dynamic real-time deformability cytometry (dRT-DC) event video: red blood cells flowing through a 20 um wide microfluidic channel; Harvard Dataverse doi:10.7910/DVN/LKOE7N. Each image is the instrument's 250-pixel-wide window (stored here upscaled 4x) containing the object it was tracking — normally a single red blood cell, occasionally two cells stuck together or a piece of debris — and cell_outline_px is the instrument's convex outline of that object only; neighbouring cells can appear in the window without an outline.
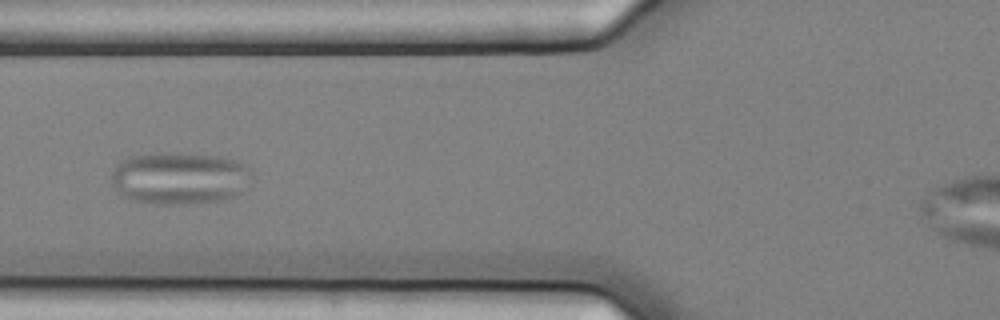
{"species": "common noctule bat (a hibernating species)", "species_latin": "Nyctalus noctula", "temperature_condition": "cold", "stored_images_in_passage": 39, "camera_frame_rate_fps": 3000, "um_per_image_px": 0.085, "animal": {"sex": "female", "body_mass_g": 25.1}, "frame": {"image": 1, "passage_image": 6, "time_ms": 1.667, "image_size_px": [1000, 320], "cell_outline_px": [[252, 184], [240, 192], [232, 196], [220, 200], [184, 204], [156, 204], [132, 200], [124, 196], [112, 184], [112, 172], [116, 164], [128, 156], [160, 152], [180, 152], [216, 156], [232, 160], [244, 164], [252, 172]], "centroid_in_image_um": [15.27, 15.12], "position_along_channel_um": 110.5, "area_um2": 43.06}}